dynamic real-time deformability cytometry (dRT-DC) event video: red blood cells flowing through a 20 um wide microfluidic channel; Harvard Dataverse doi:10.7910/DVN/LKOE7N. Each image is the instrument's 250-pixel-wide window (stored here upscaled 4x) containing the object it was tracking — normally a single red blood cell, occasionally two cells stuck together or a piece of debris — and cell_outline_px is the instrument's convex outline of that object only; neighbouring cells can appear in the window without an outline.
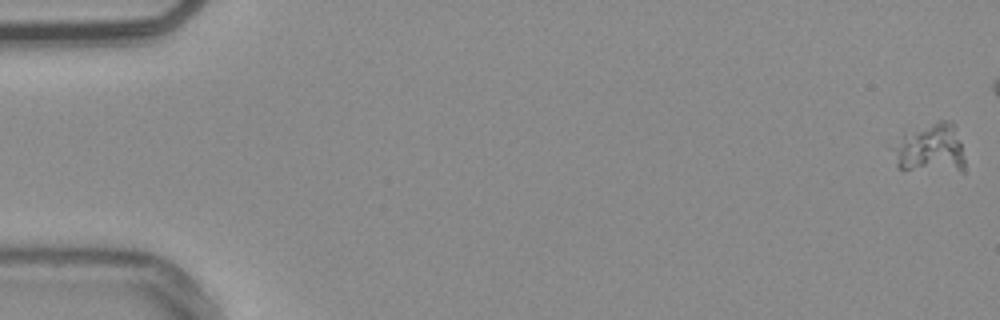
{"species": "common noctule bat (a hibernating species)", "species_latin": "Nyctalus noctula", "temperature_condition": "warm", "stored_images_in_passage": 47, "camera_frame_rate_fps": 3000, "um_per_image_px": 0.085, "animal": {"sex": "male", "body_mass_g": 20.4}, "frame": {"image": 1, "passage_image": 1, "time_ms": 0.0, "image_size_px": [1000, 320], "cell_outline_px": [[964, 172], [960, 172], [900, 168], [896, 164], [892, 148], [904, 132], [940, 120], [952, 120], [960, 144], [964, 160]], "centroid_in_image_um": [79.08, 12.61], "position_along_channel_um": 5.9, "area_um2": 20.63}}
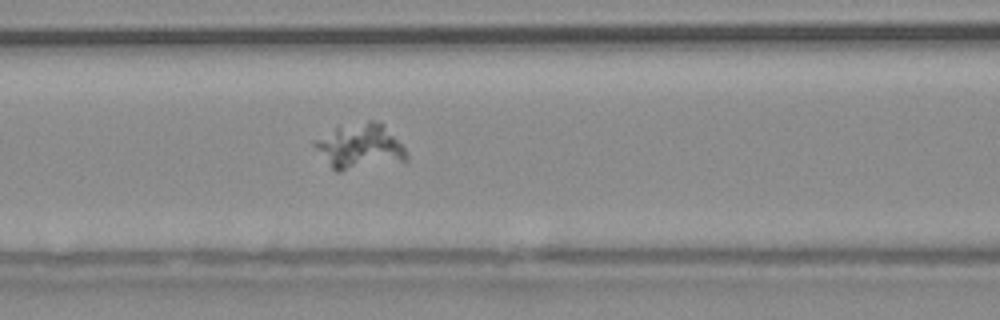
{"frame": {"image": 2, "passage_image": 24, "time_ms": 7.667, "image_size_px": [1000, 320], "cell_outline_px": [[408, 160], [340, 172], [336, 172], [332, 168], [312, 144], [316, 140], [336, 128], [368, 120], [376, 120], [404, 148], [408, 156]], "centroid_in_image_um": [30.57, 12.48], "position_along_channel_um": 136.0, "area_um2": 23.41}}
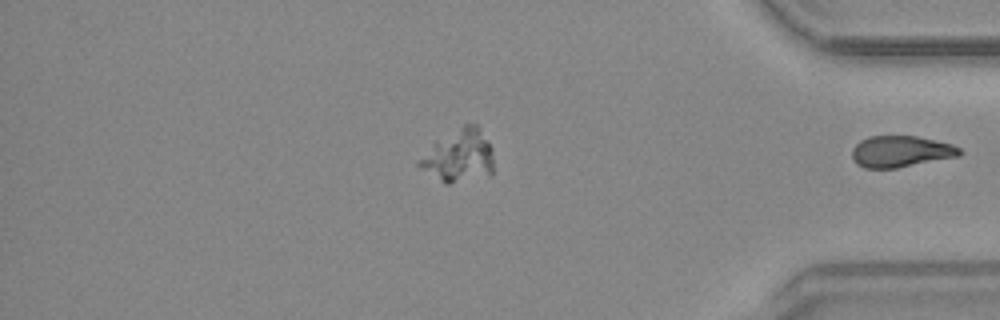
{"frame": {"image": 3, "passage_image": 47, "time_ms": 15.333, "image_size_px": [1000, 320], "cell_outline_px": [[964, 152], [960, 156], [896, 168], [864, 168], [856, 164], [852, 156], [852, 148], [860, 140], [868, 136], [916, 136], [952, 144], [960, 148]], "centroid_in_image_um": [76.57, 12.88], "position_along_channel_um": 358.6, "area_um2": 19.77}}